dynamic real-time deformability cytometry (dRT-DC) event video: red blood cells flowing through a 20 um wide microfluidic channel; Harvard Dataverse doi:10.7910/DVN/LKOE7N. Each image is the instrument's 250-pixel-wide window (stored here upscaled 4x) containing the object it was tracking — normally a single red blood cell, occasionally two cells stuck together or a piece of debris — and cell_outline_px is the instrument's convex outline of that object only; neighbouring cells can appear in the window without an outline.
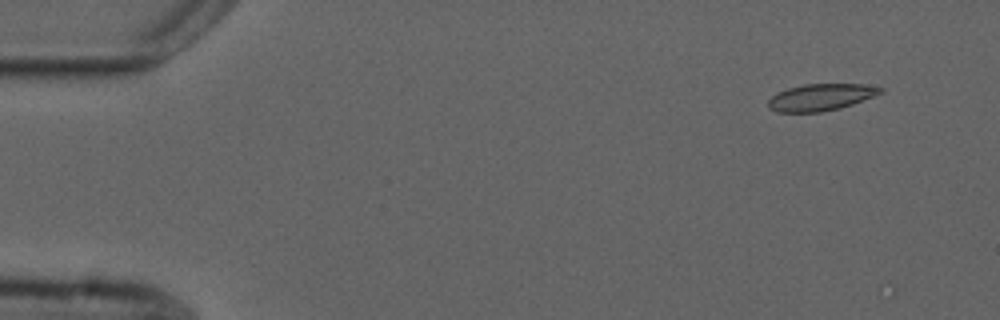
{"species": "common noctule bat (a hibernating species)", "species_latin": "Nyctalus noctula", "temperature_condition": "cold", "stored_images_in_passage": 6, "camera_frame_rate_fps": 3000, "um_per_image_px": 0.085, "animal": {"sex": "male", "forearm_length_mm": 52.5}, "frame": {"image": 1, "passage_image": 2, "time_ms": 1.0, "image_size_px": [1000, 320], "cell_outline_px": [[884, 92], [852, 104], [840, 108], [820, 112], [776, 112], [768, 108], [768, 100], [776, 92], [788, 88], [804, 84], [860, 84], [884, 88]], "centroid_in_image_um": [69.73, 8.26], "position_along_channel_um": 15.3, "area_um2": 17.51}}
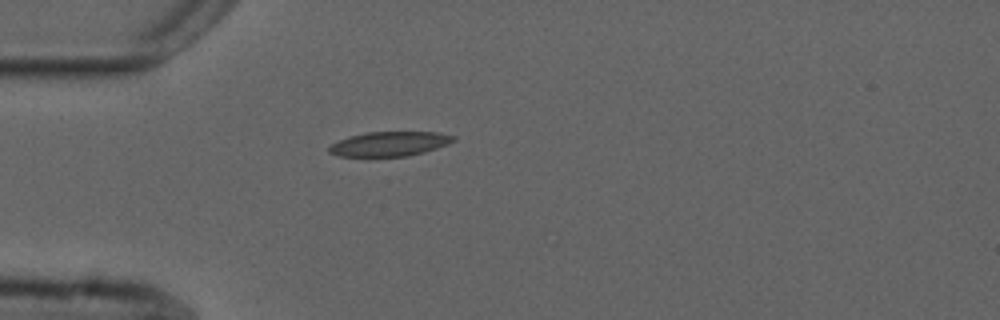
{"frame": {"image": 2, "passage_image": 5, "time_ms": 4.667, "image_size_px": [1000, 320], "cell_outline_px": [[456, 140], [448, 144], [424, 152], [408, 156], [340, 156], [328, 152], [328, 148], [332, 144], [340, 140], [364, 132], [440, 132], [456, 136]], "centroid_in_image_um": [33.16, 12.22], "position_along_channel_um": 51.8, "area_um2": 17.69}}